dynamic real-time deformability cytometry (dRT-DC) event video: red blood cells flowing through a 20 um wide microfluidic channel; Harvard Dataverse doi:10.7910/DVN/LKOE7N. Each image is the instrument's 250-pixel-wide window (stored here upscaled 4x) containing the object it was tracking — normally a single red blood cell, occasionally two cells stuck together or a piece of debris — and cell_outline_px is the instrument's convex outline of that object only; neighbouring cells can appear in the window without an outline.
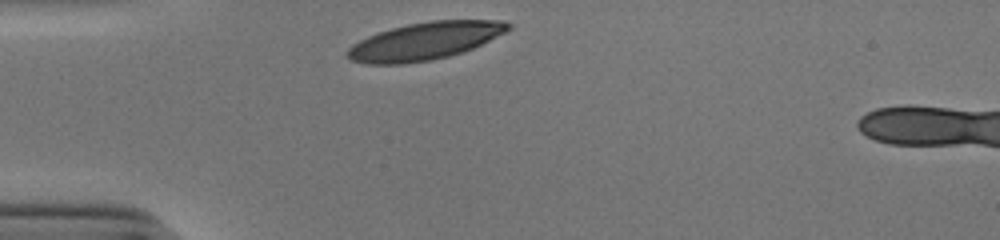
{"species": "human", "species_latin": "Homo sapiens", "temperature_condition": "cold", "stored_images_in_passage": 28, "camera_frame_rate_fps": 3000, "um_per_image_px": 0.085, "donor": {"sex": "male"}, "frame": {"image": 1, "passage_image": 1, "time_ms": 0.0, "image_size_px": [1000, 240], "cell_outline_px": [[512, 28], [464, 52], [432, 60], [400, 64], [364, 64], [352, 60], [344, 52], [352, 44], [368, 36], [392, 28], [408, 24], [432, 20], [500, 20], [512, 24]], "centroid_in_image_um": [36.09, 3.49], "position_along_channel_um": 48.9, "area_um2": 34.91}}
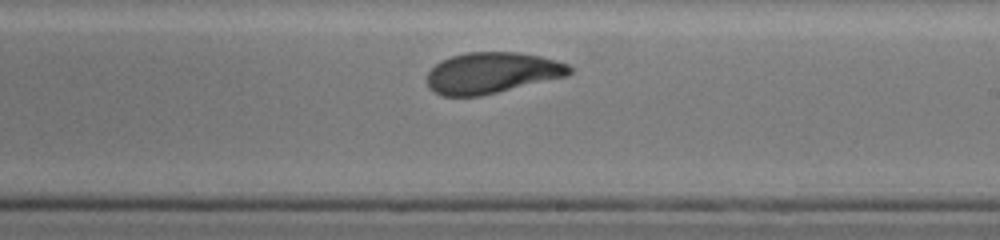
{"frame": {"image": 2, "passage_image": 18, "time_ms": 5.667, "image_size_px": [1000, 240], "cell_outline_px": [[572, 72], [568, 76], [480, 96], [440, 96], [428, 88], [428, 72], [436, 64], [452, 56], [468, 52], [516, 52], [540, 56], [556, 60], [568, 64], [572, 68]], "centroid_in_image_um": [41.83, 6.2], "position_along_channel_um": 247.2, "area_um2": 34.04}}
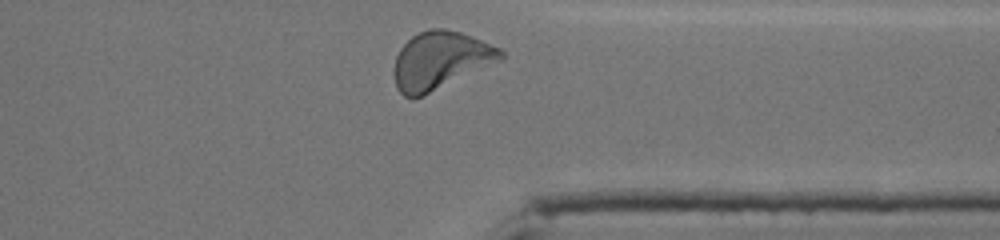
{"frame": {"image": 3, "passage_image": 28, "time_ms": 9.0, "image_size_px": [1000, 240], "cell_outline_px": [[504, 56], [500, 60], [424, 96], [412, 100], [404, 96], [396, 88], [396, 56], [400, 48], [412, 36], [420, 32], [432, 28], [444, 28], [460, 32], [472, 36], [500, 48], [504, 52]], "centroid_in_image_um": [37.43, 5.14], "position_along_channel_um": 374.0, "area_um2": 35.49}, "authors_computed_cell_mechanics": {"area_um2": 34.9401, "velocity_mm_per_s": 3.8457, "shape_relaxation_time_tau1_ms": 2.8861, "shape_relaxation_time_tau2_ms": 1.2173, "deformation_change_tau1": 0.1547, "deformation_change_tau2": 0.0698}}